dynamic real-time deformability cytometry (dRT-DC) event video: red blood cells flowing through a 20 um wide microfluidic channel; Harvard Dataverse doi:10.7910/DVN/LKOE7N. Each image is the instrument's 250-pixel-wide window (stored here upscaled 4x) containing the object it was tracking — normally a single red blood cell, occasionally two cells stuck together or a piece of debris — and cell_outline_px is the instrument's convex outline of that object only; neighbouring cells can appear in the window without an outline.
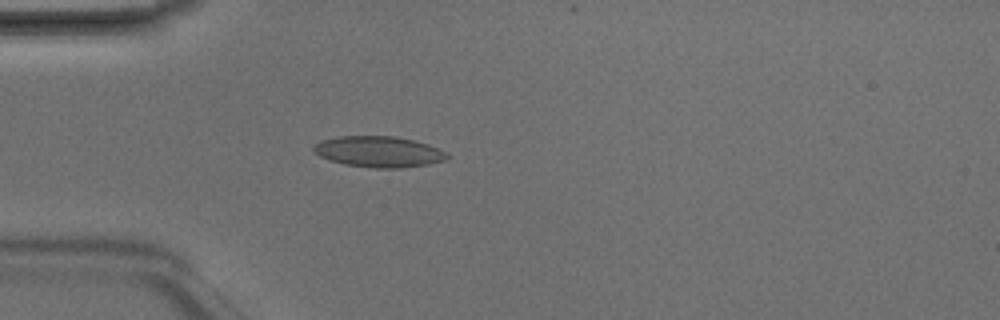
{"species": "Egyptian fruit bat (a non-hibernating species)", "species_latin": "Rousettus aegyptiacus", "temperature_condition": "room temperature", "stored_images_in_passage": 4, "camera_frame_rate_fps": 3000, "um_per_image_px": 0.085, "animal": {"sex": "male"}, "frame": {"image": 1, "passage_image": 4, "time_ms": 1.0, "image_size_px": [1000, 320], "cell_outline_px": [[448, 156], [444, 160], [428, 164], [400, 168], [372, 168], [344, 164], [328, 160], [312, 152], [312, 148], [320, 140], [340, 136], [392, 136], [412, 140], [428, 144], [448, 152]], "centroid_in_image_um": [32.16, 12.9], "position_along_channel_um": 52.8, "area_um2": 24.1}}